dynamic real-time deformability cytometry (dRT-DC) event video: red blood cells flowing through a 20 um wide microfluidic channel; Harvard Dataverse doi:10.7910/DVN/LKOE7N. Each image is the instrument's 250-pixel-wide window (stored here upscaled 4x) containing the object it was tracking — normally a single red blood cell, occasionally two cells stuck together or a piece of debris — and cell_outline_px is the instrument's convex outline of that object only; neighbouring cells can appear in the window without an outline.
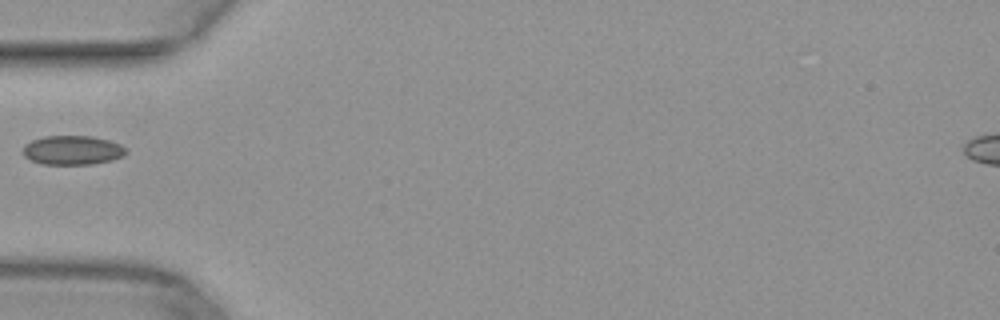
{"species": "common noctule bat (a hibernating species)", "species_latin": "Nyctalus noctula", "temperature_condition": "warm", "stored_images_in_passage": 34, "camera_frame_rate_fps": 3000, "um_per_image_px": 0.085, "animal": {"sex": "female", "body_mass_g": 29.2, "forearm_length_mm": 56.3}, "frame": {"image": 1, "passage_image": 1, "time_ms": 0.0, "image_size_px": [1000, 320], "cell_outline_px": [[128, 152], [112, 160], [92, 164], [40, 164], [24, 156], [24, 144], [32, 140], [44, 136], [92, 136], [108, 140], [120, 144]], "centroid_in_image_um": [6.14, 12.76], "position_along_channel_um": 78.9, "area_um2": 17.4}}
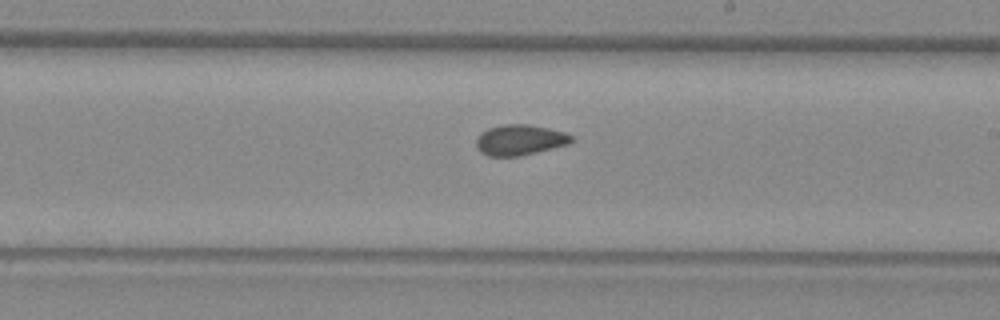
{"frame": {"image": 2, "passage_image": 13, "time_ms": 4.0, "image_size_px": [1000, 320], "cell_outline_px": [[572, 140], [568, 144], [520, 156], [488, 156], [480, 152], [476, 148], [476, 140], [480, 132], [488, 128], [504, 124], [528, 124], [548, 128], [564, 132], [572, 136]], "centroid_in_image_um": [44.14, 11.89], "position_along_channel_um": 244.9, "area_um2": 16.94}}
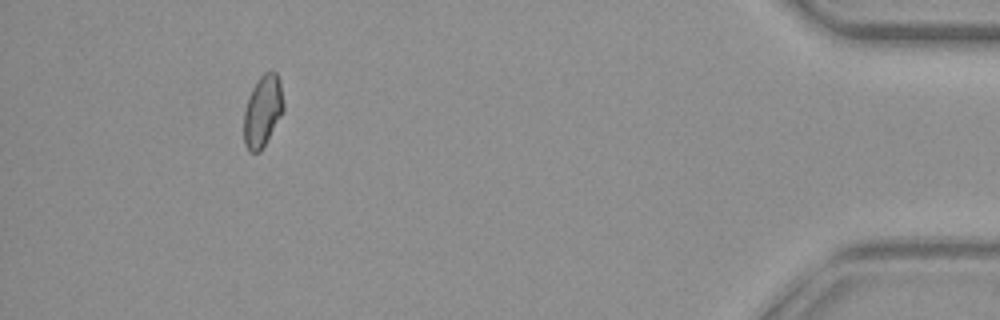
{"frame": {"image": 3, "passage_image": 30, "time_ms": 9.667, "image_size_px": [1000, 320], "cell_outline_px": [[284, 112], [260, 152], [248, 152], [244, 144], [244, 108], [248, 96], [256, 80], [264, 72], [272, 68], [276, 72], [280, 80], [284, 104]], "centroid_in_image_um": [22.33, 9.4], "position_along_channel_um": 412.9, "area_um2": 16.99}}